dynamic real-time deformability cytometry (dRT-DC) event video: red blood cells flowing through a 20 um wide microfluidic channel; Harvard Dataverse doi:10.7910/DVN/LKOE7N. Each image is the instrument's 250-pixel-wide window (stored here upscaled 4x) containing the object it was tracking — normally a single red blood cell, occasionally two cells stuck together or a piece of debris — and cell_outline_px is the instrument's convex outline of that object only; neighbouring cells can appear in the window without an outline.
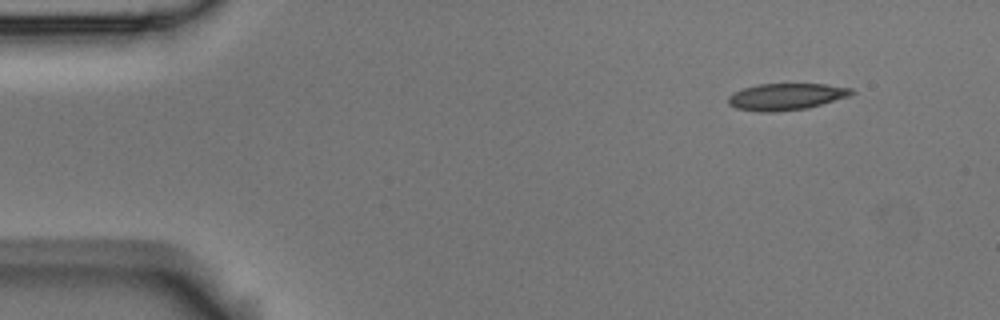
{"species": "Egyptian fruit bat (a non-hibernating species)", "species_latin": "Rousettus aegyptiacus", "temperature_condition": "room temperature", "stored_images_in_passage": 5, "camera_frame_rate_fps": 3000, "um_per_image_px": 0.085, "animal": {"sex": "male"}, "frame": {"image": 1, "passage_image": 1, "time_ms": 0.0, "image_size_px": [1000, 320], "cell_outline_px": [[856, 92], [848, 96], [808, 108], [772, 112], [760, 112], [736, 108], [728, 104], [728, 96], [732, 92], [756, 84], [824, 84], [852, 88]], "centroid_in_image_um": [66.79, 8.21], "position_along_channel_um": 18.2, "area_um2": 19.19}}
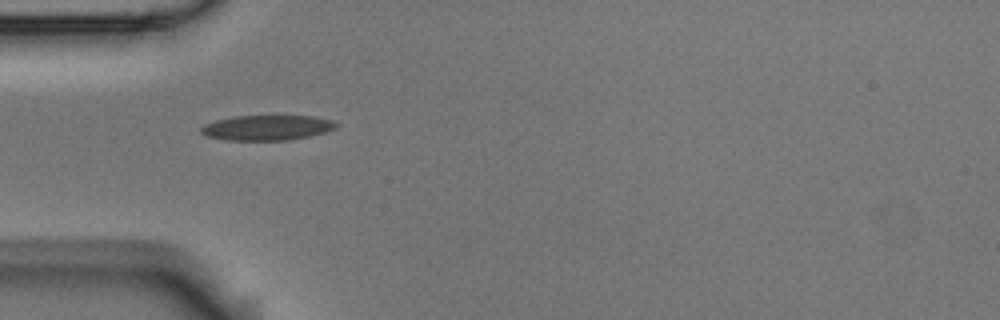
{"frame": {"image": 2, "passage_image": 4, "time_ms": 1.0, "image_size_px": [1000, 320], "cell_outline_px": [[340, 124], [336, 128], [324, 132], [308, 136], [288, 140], [228, 140], [204, 136], [200, 132], [200, 128], [204, 124], [216, 120], [236, 116], [312, 116], [332, 120]], "centroid_in_image_um": [22.68, 10.85], "position_along_channel_um": 62.3, "area_um2": 19.77}}
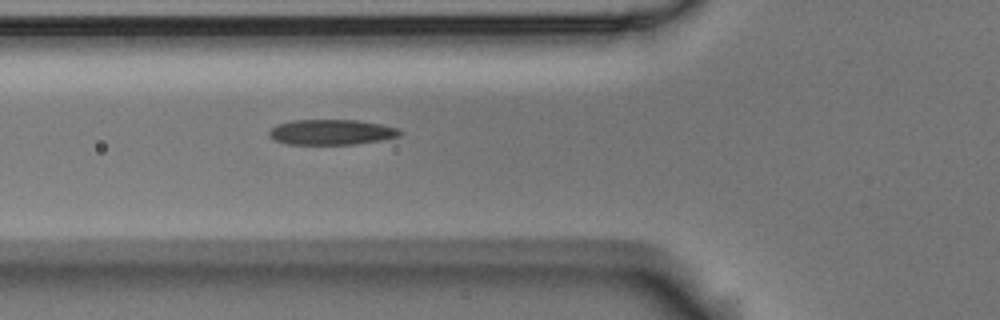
{"frame": {"image": 3, "passage_image": 5, "time_ms": 1.333, "image_size_px": [1000, 320], "cell_outline_px": [[404, 132], [400, 136], [380, 140], [356, 144], [288, 144], [276, 140], [268, 132], [276, 124], [292, 120], [360, 120], [400, 128]], "centroid_in_image_um": [28.23, 11.22], "position_along_channel_um": 97.6, "area_um2": 19.31}}